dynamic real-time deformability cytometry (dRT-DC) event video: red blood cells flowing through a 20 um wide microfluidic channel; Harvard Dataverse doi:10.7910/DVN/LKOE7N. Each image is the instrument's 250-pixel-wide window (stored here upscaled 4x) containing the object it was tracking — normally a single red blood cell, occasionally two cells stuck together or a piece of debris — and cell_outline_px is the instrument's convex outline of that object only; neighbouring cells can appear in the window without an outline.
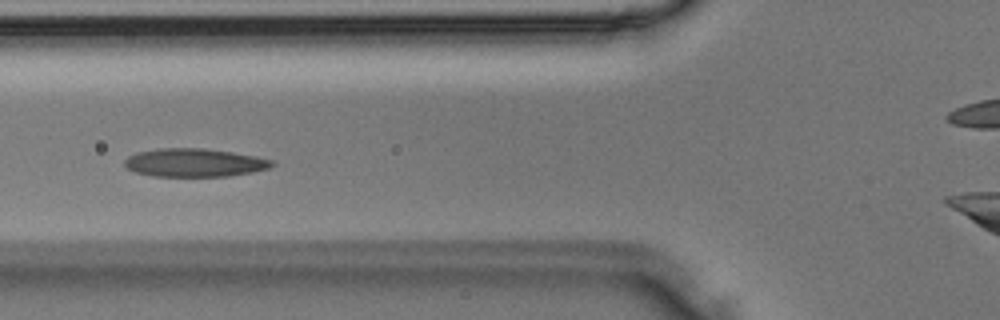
{"species": "Egyptian fruit bat (a non-hibernating species)", "species_latin": "Rousettus aegyptiacus", "temperature_condition": "room temperature", "stored_images_in_passage": 25, "camera_frame_rate_fps": 3000, "um_per_image_px": 0.085, "animal": {"sex": "male"}, "frame": {"image": 1, "passage_image": 8, "time_ms": 2.333, "image_size_px": [1000, 320], "cell_outline_px": [[276, 164], [268, 168], [252, 172], [228, 176], [152, 176], [136, 172], [128, 168], [124, 164], [124, 160], [128, 156], [136, 152], [156, 148], [204, 148], [232, 152], [256, 156], [272, 160]], "centroid_in_image_um": [16.51, 13.82], "position_along_channel_um": 109.3, "area_um2": 24.33}}
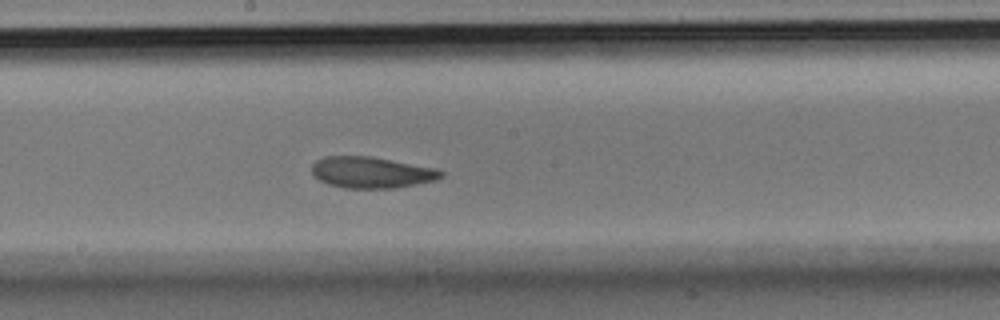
{"frame": {"image": 2, "passage_image": 14, "time_ms": 4.333, "image_size_px": [1000, 320], "cell_outline_px": [[444, 176], [436, 180], [396, 188], [344, 188], [328, 184], [312, 176], [312, 164], [316, 160], [324, 156], [372, 156], [436, 168], [444, 172]], "centroid_in_image_um": [31.57, 14.65], "position_along_channel_um": 216.6, "area_um2": 23.76}}
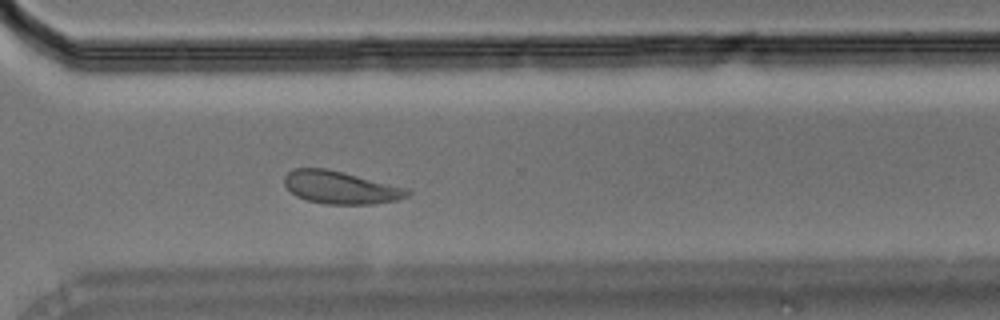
{"frame": {"image": 3, "passage_image": 21, "time_ms": 6.667, "image_size_px": [1000, 320], "cell_outline_px": [[412, 192], [408, 196], [396, 200], [376, 204], [324, 204], [308, 200], [296, 196], [284, 184], [284, 176], [292, 168], [324, 168], [408, 188]], "centroid_in_image_um": [28.94, 15.94], "position_along_channel_um": 341.7, "area_um2": 23.29}}